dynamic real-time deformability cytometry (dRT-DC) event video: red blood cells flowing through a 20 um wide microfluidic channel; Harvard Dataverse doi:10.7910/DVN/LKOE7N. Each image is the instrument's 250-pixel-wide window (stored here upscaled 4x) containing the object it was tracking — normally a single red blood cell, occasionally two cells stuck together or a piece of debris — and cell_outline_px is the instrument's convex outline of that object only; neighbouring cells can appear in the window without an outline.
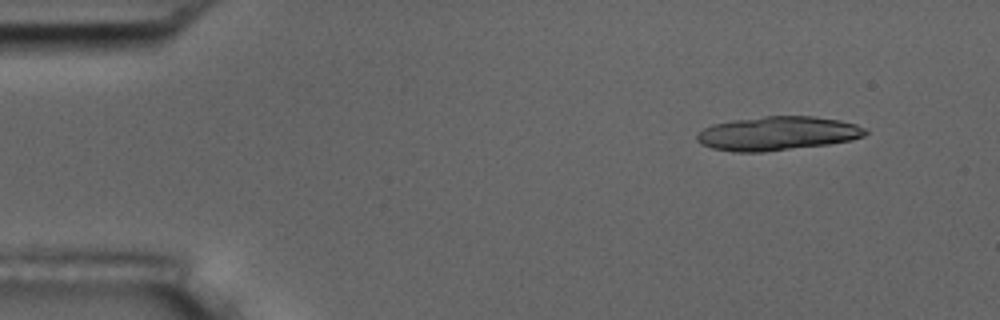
{"species": "common noctule bat (a hibernating species)", "species_latin": "Nyctalus noctula", "temperature_condition": "room temperature", "stored_images_in_passage": 5, "camera_frame_rate_fps": 3000, "um_per_image_px": 0.085, "animal": {"sex": "male", "body_mass_g": 17.5, "forearm_length_mm": 52.3}, "frame": {"image": 1, "passage_image": 1, "time_ms": 0.0, "image_size_px": [1000, 320], "cell_outline_px": [[868, 132], [864, 136], [852, 140], [828, 144], [764, 152], [736, 152], [712, 148], [700, 144], [696, 140], [696, 136], [704, 128], [712, 124], [732, 120], [764, 116], [812, 116], [840, 120], [856, 124], [868, 128]], "centroid_in_image_um": [66.1, 11.34], "position_along_channel_um": 18.9, "area_um2": 33.47}}